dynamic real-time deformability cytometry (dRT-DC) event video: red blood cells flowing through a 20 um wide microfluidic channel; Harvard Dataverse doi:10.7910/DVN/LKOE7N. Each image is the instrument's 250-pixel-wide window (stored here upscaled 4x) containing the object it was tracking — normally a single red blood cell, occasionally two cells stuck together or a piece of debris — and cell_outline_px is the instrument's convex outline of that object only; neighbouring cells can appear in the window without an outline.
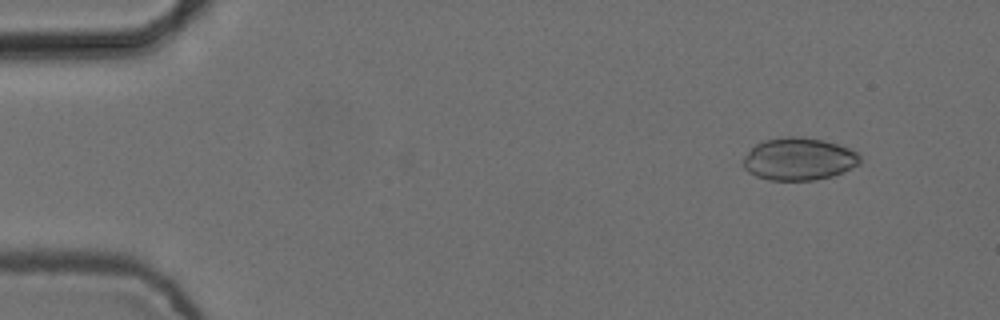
{"species": "common noctule bat (a hibernating species)", "species_latin": "Nyctalus noctula", "temperature_condition": "cold", "stored_images_in_passage": 4, "camera_frame_rate_fps": 3000, "um_per_image_px": 0.085, "animal": {"sex": "female", "body_mass_g": 24.6, "forearm_length_mm": 56.2}, "frame": {"image": 1, "passage_image": 1, "time_ms": 0.0, "image_size_px": [1000, 320], "cell_outline_px": [[860, 164], [832, 176], [816, 180], [768, 180], [756, 176], [748, 172], [740, 164], [744, 156], [756, 144], [764, 140], [784, 136], [796, 136], [824, 140], [848, 148], [856, 152], [860, 156]], "centroid_in_image_um": [67.86, 13.52], "position_along_channel_um": 17.1, "area_um2": 29.02}}
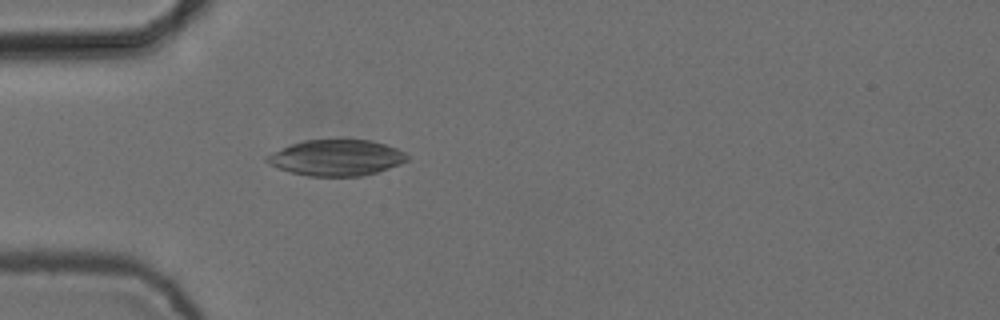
{"frame": {"image": 2, "passage_image": 4, "time_ms": 1.0, "image_size_px": [1000, 320], "cell_outline_px": [[408, 160], [400, 164], [376, 172], [360, 176], [308, 176], [292, 172], [268, 164], [264, 160], [264, 156], [272, 152], [292, 144], [304, 140], [340, 136], [372, 140], [396, 148], [404, 152], [408, 156]], "centroid_in_image_um": [28.58, 13.35], "position_along_channel_um": 56.4, "area_um2": 30.17}}